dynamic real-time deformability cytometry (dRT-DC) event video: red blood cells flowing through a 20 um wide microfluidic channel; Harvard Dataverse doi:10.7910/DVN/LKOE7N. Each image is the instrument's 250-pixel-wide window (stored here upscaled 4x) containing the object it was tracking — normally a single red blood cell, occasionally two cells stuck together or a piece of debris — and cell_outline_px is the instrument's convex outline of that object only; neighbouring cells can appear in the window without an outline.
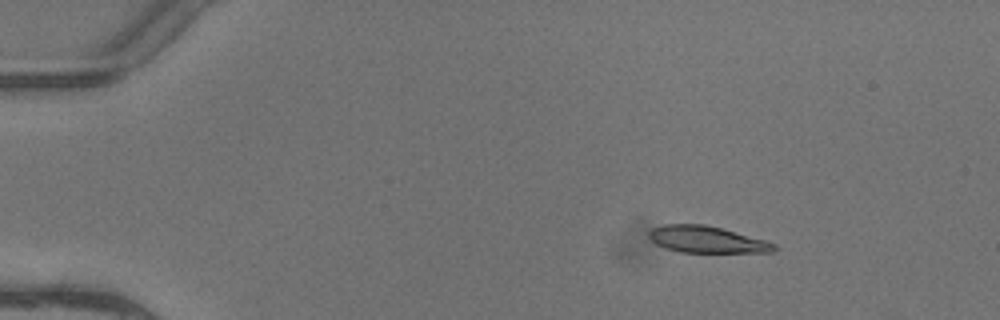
{"species": "common noctule bat (a hibernating species)", "species_latin": "Nyctalus noctula", "temperature_condition": "warm", "stored_images_in_passage": 4, "camera_frame_rate_fps": 3000, "um_per_image_px": 0.085, "animal": {"sex": "female"}, "frame": {"image": 1, "passage_image": 1, "time_ms": 0.0, "image_size_px": [1000, 320], "cell_outline_px": [[780, 248], [776, 252], [680, 252], [656, 244], [648, 236], [648, 232], [652, 228], [664, 224], [704, 224], [720, 228], [764, 240], [776, 244]], "centroid_in_image_um": [60.09, 20.36], "position_along_channel_um": 24.9, "area_um2": 19.31}}
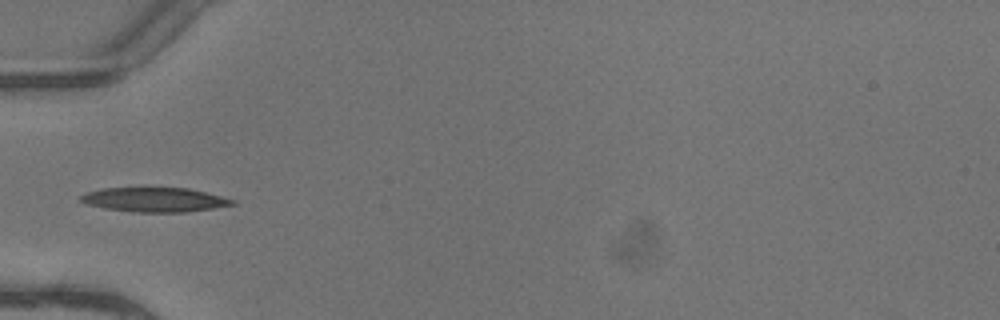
{"frame": {"image": 2, "passage_image": 4, "time_ms": 1.0, "image_size_px": [1000, 320], "cell_outline_px": [[236, 204], [212, 208], [184, 212], [132, 212], [104, 208], [88, 204], [80, 200], [80, 196], [88, 192], [104, 188], [188, 188], [236, 200]], "centroid_in_image_um": [13.14, 16.98], "position_along_channel_um": 71.9, "area_um2": 21.27}}